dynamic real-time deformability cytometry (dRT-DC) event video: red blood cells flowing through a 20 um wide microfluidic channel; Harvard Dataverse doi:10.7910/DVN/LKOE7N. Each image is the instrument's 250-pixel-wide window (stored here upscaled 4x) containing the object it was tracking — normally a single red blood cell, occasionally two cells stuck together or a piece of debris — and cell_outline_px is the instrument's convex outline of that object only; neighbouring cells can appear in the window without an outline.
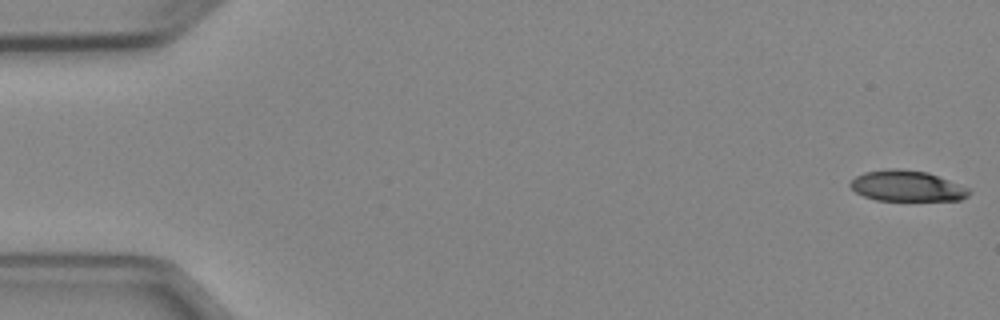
{"species": "Egyptian fruit bat (a non-hibernating species)", "species_latin": "Rousettus aegyptiacus", "temperature_condition": "cold", "stored_images_in_passage": 5, "camera_frame_rate_fps": 3000, "um_per_image_px": 0.085, "animal": {"sex": "female"}, "frame": {"image": 1, "passage_image": 1, "time_ms": 0.0, "image_size_px": [1000, 320], "cell_outline_px": [[972, 192], [968, 196], [960, 200], [876, 200], [864, 196], [856, 192], [848, 184], [856, 176], [864, 172], [892, 168], [900, 168], [928, 172], [968, 188]], "centroid_in_image_um": [77.08, 15.8], "position_along_channel_um": 7.9, "area_um2": 21.21}}
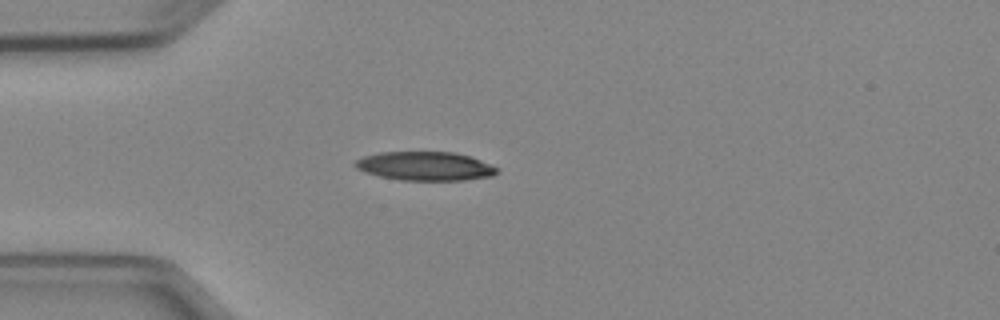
{"frame": {"image": 2, "passage_image": 4, "time_ms": 4.333, "image_size_px": [1000, 320], "cell_outline_px": [[500, 172], [492, 176], [464, 180], [400, 180], [380, 176], [356, 168], [352, 164], [356, 160], [364, 156], [380, 152], [452, 152], [472, 156], [492, 164]], "centroid_in_image_um": [36.18, 14.11], "position_along_channel_um": 48.8, "area_um2": 23.87}}